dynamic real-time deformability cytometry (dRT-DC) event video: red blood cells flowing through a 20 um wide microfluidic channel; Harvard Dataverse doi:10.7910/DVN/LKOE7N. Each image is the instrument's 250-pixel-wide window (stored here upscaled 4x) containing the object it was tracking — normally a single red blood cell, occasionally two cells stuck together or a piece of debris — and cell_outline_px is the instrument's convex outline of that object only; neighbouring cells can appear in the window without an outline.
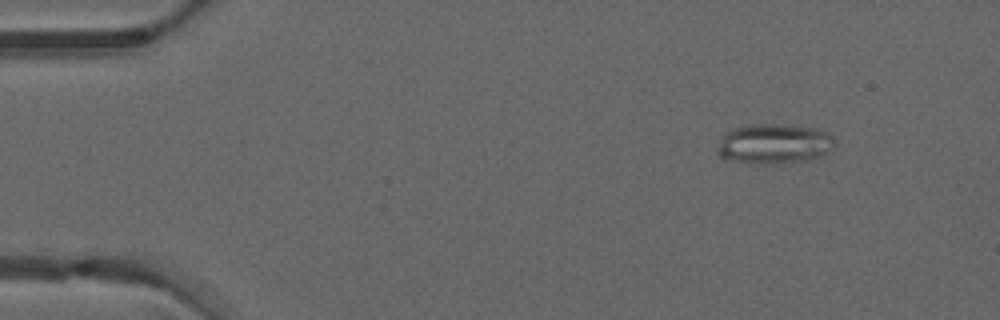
{"species": "common noctule bat (a hibernating species)", "species_latin": "Nyctalus noctula", "temperature_condition": "warm", "stored_images_in_passage": 4, "camera_frame_rate_fps": 3000, "um_per_image_px": 0.085, "animal": {"sex": "male", "forearm_length_mm": 52.5}, "frame": {"image": 1, "passage_image": 1, "time_ms": 0.0, "image_size_px": [1000, 320], "cell_outline_px": [[836, 144], [828, 152], [820, 156], [808, 160], [764, 164], [740, 160], [720, 156], [720, 144], [724, 136], [732, 128], [752, 124], [780, 124], [812, 128], [824, 132], [832, 136]], "centroid_in_image_um": [65.88, 12.2], "position_along_channel_um": 19.1, "area_um2": 26.41}}